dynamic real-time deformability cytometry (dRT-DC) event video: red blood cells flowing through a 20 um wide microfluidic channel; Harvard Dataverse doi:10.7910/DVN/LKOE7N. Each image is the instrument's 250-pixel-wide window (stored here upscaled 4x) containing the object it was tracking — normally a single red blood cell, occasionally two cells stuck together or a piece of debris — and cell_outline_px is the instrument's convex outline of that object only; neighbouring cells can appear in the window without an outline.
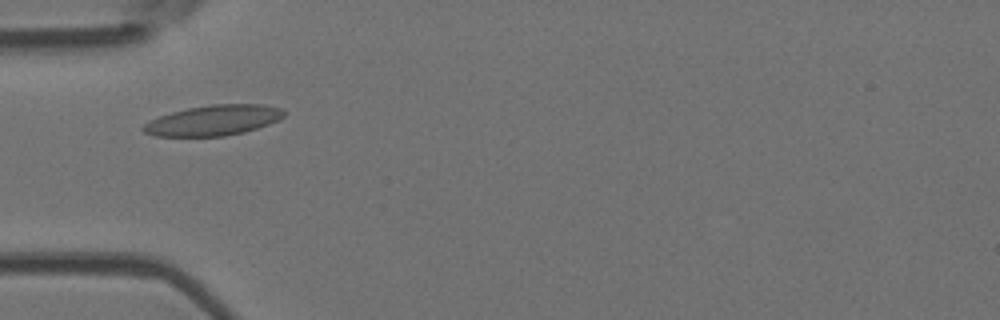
{"species": "Egyptian fruit bat (a non-hibernating species)", "species_latin": "Rousettus aegyptiacus", "temperature_condition": "room temperature", "stored_images_in_passage": 3, "camera_frame_rate_fps": 3000, "um_per_image_px": 0.085, "animal": {"sex": "female"}, "frame": {"image": 1, "passage_image": 1, "time_ms": 0.0, "image_size_px": [1000, 320], "cell_outline_px": [[284, 116], [268, 124], [244, 132], [224, 136], [156, 136], [144, 132], [140, 128], [144, 124], [160, 116], [172, 112], [188, 108], [212, 104], [264, 104], [280, 108], [284, 112]], "centroid_in_image_um": [18.13, 10.22], "position_along_channel_um": 66.9, "area_um2": 24.62}}
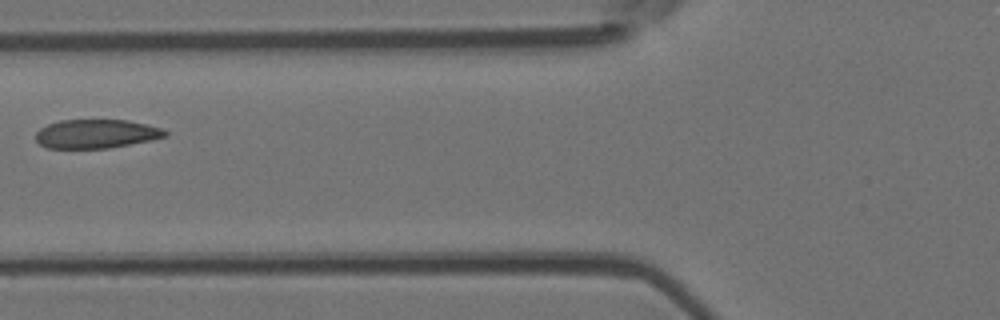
{"frame": {"image": 2, "passage_image": 2, "time_ms": 1.333, "image_size_px": [1000, 320], "cell_outline_px": [[168, 136], [108, 148], [48, 148], [40, 144], [36, 140], [36, 132], [40, 128], [48, 124], [60, 120], [128, 120], [164, 128], [168, 132]], "centroid_in_image_um": [8.18, 11.36], "position_along_channel_um": 117.6, "area_um2": 21.68}}
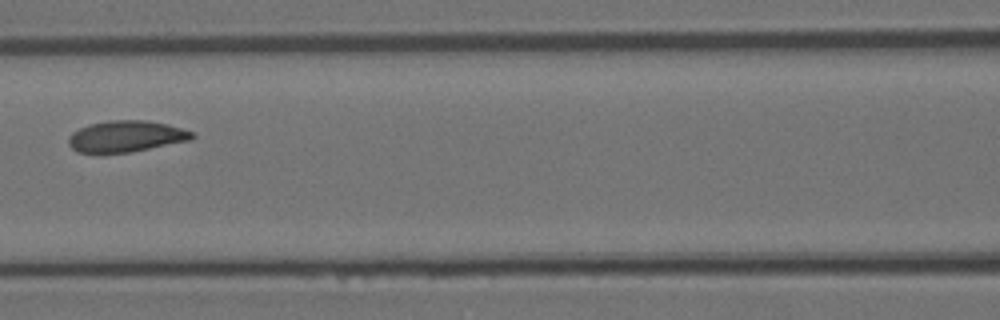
{"frame": {"image": 3, "passage_image": 3, "time_ms": 2.333, "image_size_px": [1000, 320], "cell_outline_px": [[196, 136], [192, 140], [132, 152], [76, 152], [68, 144], [68, 136], [72, 132], [88, 124], [108, 120], [148, 120], [168, 124], [196, 132]], "centroid_in_image_um": [10.76, 11.57], "position_along_channel_um": 155.8, "area_um2": 22.83}}